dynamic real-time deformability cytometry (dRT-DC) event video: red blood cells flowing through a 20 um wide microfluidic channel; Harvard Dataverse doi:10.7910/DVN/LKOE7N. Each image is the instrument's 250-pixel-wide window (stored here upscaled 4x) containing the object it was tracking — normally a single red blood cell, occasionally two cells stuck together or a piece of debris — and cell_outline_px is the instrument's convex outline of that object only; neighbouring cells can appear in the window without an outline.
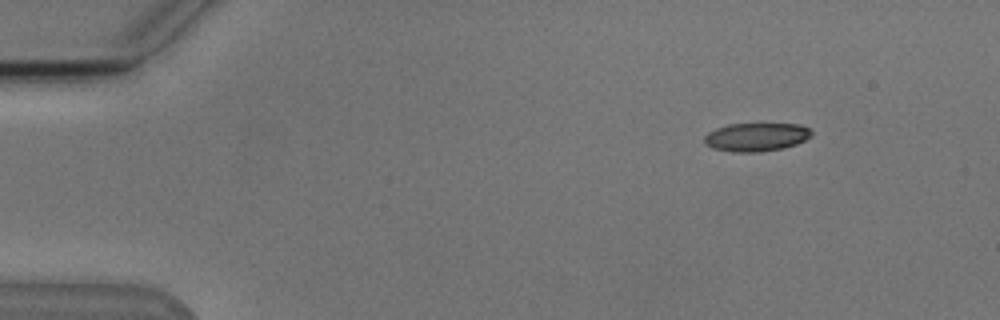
{"species": "Egyptian fruit bat (a non-hibernating species)", "species_latin": "Rousettus aegyptiacus", "temperature_condition": "cold", "stored_images_in_passage": 6, "segment_of_instrument_passage": [2, 2], "camera_frame_rate_fps": 3000, "um_per_image_px": 0.085, "animal": {"sex": "male"}, "frame": {"image": 1, "passage_image": 6, "time_ms": 6.667, "image_size_px": [1000, 320], "cell_outline_px": [[812, 136], [796, 144], [784, 148], [760, 152], [732, 152], [712, 148], [704, 144], [704, 136], [708, 132], [716, 128], [728, 124], [800, 124], [808, 128], [812, 132]], "centroid_in_image_um": [64.26, 11.65], "position_along_channel_um": 20.7, "area_um2": 17.86}}